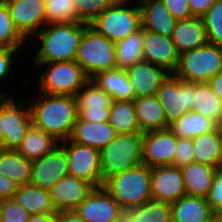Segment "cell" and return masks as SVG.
<instances>
[{"instance_id":"1","label":"cell","mask_w":222,"mask_h":222,"mask_svg":"<svg viewBox=\"0 0 222 222\" xmlns=\"http://www.w3.org/2000/svg\"><path fill=\"white\" fill-rule=\"evenodd\" d=\"M31 98L32 125L59 142L68 140L78 117L76 98L40 92Z\"/></svg>"},{"instance_id":"2","label":"cell","mask_w":222,"mask_h":222,"mask_svg":"<svg viewBox=\"0 0 222 222\" xmlns=\"http://www.w3.org/2000/svg\"><path fill=\"white\" fill-rule=\"evenodd\" d=\"M87 25L83 22L47 24L29 41L28 45H32L37 39L39 48L31 47L29 53H32L27 55H33V63L74 61Z\"/></svg>"},{"instance_id":"3","label":"cell","mask_w":222,"mask_h":222,"mask_svg":"<svg viewBox=\"0 0 222 222\" xmlns=\"http://www.w3.org/2000/svg\"><path fill=\"white\" fill-rule=\"evenodd\" d=\"M103 186L126 212L152 200L151 168L141 163L109 177Z\"/></svg>"},{"instance_id":"4","label":"cell","mask_w":222,"mask_h":222,"mask_svg":"<svg viewBox=\"0 0 222 222\" xmlns=\"http://www.w3.org/2000/svg\"><path fill=\"white\" fill-rule=\"evenodd\" d=\"M33 69H39L37 91L49 95L76 96L77 92L89 80L83 69L74 61L50 63H31ZM43 70H41V69Z\"/></svg>"},{"instance_id":"5","label":"cell","mask_w":222,"mask_h":222,"mask_svg":"<svg viewBox=\"0 0 222 222\" xmlns=\"http://www.w3.org/2000/svg\"><path fill=\"white\" fill-rule=\"evenodd\" d=\"M89 25L117 43L142 28L139 3L137 0H116Z\"/></svg>"},{"instance_id":"6","label":"cell","mask_w":222,"mask_h":222,"mask_svg":"<svg viewBox=\"0 0 222 222\" xmlns=\"http://www.w3.org/2000/svg\"><path fill=\"white\" fill-rule=\"evenodd\" d=\"M75 61L88 79L116 69L115 43L87 25L80 38Z\"/></svg>"},{"instance_id":"7","label":"cell","mask_w":222,"mask_h":222,"mask_svg":"<svg viewBox=\"0 0 222 222\" xmlns=\"http://www.w3.org/2000/svg\"><path fill=\"white\" fill-rule=\"evenodd\" d=\"M143 133H122L100 151L103 184L111 176L142 163Z\"/></svg>"},{"instance_id":"8","label":"cell","mask_w":222,"mask_h":222,"mask_svg":"<svg viewBox=\"0 0 222 222\" xmlns=\"http://www.w3.org/2000/svg\"><path fill=\"white\" fill-rule=\"evenodd\" d=\"M222 70V46L206 45L179 54L173 75L185 82H208Z\"/></svg>"},{"instance_id":"9","label":"cell","mask_w":222,"mask_h":222,"mask_svg":"<svg viewBox=\"0 0 222 222\" xmlns=\"http://www.w3.org/2000/svg\"><path fill=\"white\" fill-rule=\"evenodd\" d=\"M66 152L69 175L86 181L94 188L103 186L100 151L69 139L59 144Z\"/></svg>"},{"instance_id":"10","label":"cell","mask_w":222,"mask_h":222,"mask_svg":"<svg viewBox=\"0 0 222 222\" xmlns=\"http://www.w3.org/2000/svg\"><path fill=\"white\" fill-rule=\"evenodd\" d=\"M195 83L185 82L170 74L157 90V98L170 125L189 111H193Z\"/></svg>"},{"instance_id":"11","label":"cell","mask_w":222,"mask_h":222,"mask_svg":"<svg viewBox=\"0 0 222 222\" xmlns=\"http://www.w3.org/2000/svg\"><path fill=\"white\" fill-rule=\"evenodd\" d=\"M16 96L2 97V125L4 149H15L32 126L28 101H19Z\"/></svg>"},{"instance_id":"12","label":"cell","mask_w":222,"mask_h":222,"mask_svg":"<svg viewBox=\"0 0 222 222\" xmlns=\"http://www.w3.org/2000/svg\"><path fill=\"white\" fill-rule=\"evenodd\" d=\"M85 222H121L125 211L104 186L94 188L75 210Z\"/></svg>"},{"instance_id":"13","label":"cell","mask_w":222,"mask_h":222,"mask_svg":"<svg viewBox=\"0 0 222 222\" xmlns=\"http://www.w3.org/2000/svg\"><path fill=\"white\" fill-rule=\"evenodd\" d=\"M15 28L29 42L45 25L44 0H4Z\"/></svg>"},{"instance_id":"14","label":"cell","mask_w":222,"mask_h":222,"mask_svg":"<svg viewBox=\"0 0 222 222\" xmlns=\"http://www.w3.org/2000/svg\"><path fill=\"white\" fill-rule=\"evenodd\" d=\"M177 138L169 128L143 133L142 163L150 168L172 166Z\"/></svg>"},{"instance_id":"15","label":"cell","mask_w":222,"mask_h":222,"mask_svg":"<svg viewBox=\"0 0 222 222\" xmlns=\"http://www.w3.org/2000/svg\"><path fill=\"white\" fill-rule=\"evenodd\" d=\"M77 113L85 121L92 123L108 122L112 97L89 79L77 92Z\"/></svg>"},{"instance_id":"16","label":"cell","mask_w":222,"mask_h":222,"mask_svg":"<svg viewBox=\"0 0 222 222\" xmlns=\"http://www.w3.org/2000/svg\"><path fill=\"white\" fill-rule=\"evenodd\" d=\"M69 175L65 150L58 145L53 151L32 162L30 185L50 190Z\"/></svg>"},{"instance_id":"17","label":"cell","mask_w":222,"mask_h":222,"mask_svg":"<svg viewBox=\"0 0 222 222\" xmlns=\"http://www.w3.org/2000/svg\"><path fill=\"white\" fill-rule=\"evenodd\" d=\"M143 60L173 74L178 66L179 53L170 37L143 29Z\"/></svg>"},{"instance_id":"18","label":"cell","mask_w":222,"mask_h":222,"mask_svg":"<svg viewBox=\"0 0 222 222\" xmlns=\"http://www.w3.org/2000/svg\"><path fill=\"white\" fill-rule=\"evenodd\" d=\"M152 200L173 203L186 195L181 169L175 166L151 168Z\"/></svg>"},{"instance_id":"19","label":"cell","mask_w":222,"mask_h":222,"mask_svg":"<svg viewBox=\"0 0 222 222\" xmlns=\"http://www.w3.org/2000/svg\"><path fill=\"white\" fill-rule=\"evenodd\" d=\"M94 187L72 175L64 176L50 190L53 206L57 213L75 211Z\"/></svg>"},{"instance_id":"20","label":"cell","mask_w":222,"mask_h":222,"mask_svg":"<svg viewBox=\"0 0 222 222\" xmlns=\"http://www.w3.org/2000/svg\"><path fill=\"white\" fill-rule=\"evenodd\" d=\"M125 71L134 89L135 98L156 95L159 87L170 75L165 69L144 60Z\"/></svg>"},{"instance_id":"21","label":"cell","mask_w":222,"mask_h":222,"mask_svg":"<svg viewBox=\"0 0 222 222\" xmlns=\"http://www.w3.org/2000/svg\"><path fill=\"white\" fill-rule=\"evenodd\" d=\"M116 135L114 128L108 122L92 123L78 116L69 140L101 151Z\"/></svg>"},{"instance_id":"22","label":"cell","mask_w":222,"mask_h":222,"mask_svg":"<svg viewBox=\"0 0 222 222\" xmlns=\"http://www.w3.org/2000/svg\"><path fill=\"white\" fill-rule=\"evenodd\" d=\"M142 28L171 37L177 20L169 13L162 0H138Z\"/></svg>"},{"instance_id":"23","label":"cell","mask_w":222,"mask_h":222,"mask_svg":"<svg viewBox=\"0 0 222 222\" xmlns=\"http://www.w3.org/2000/svg\"><path fill=\"white\" fill-rule=\"evenodd\" d=\"M207 198L185 195L171 203L172 222H215Z\"/></svg>"},{"instance_id":"24","label":"cell","mask_w":222,"mask_h":222,"mask_svg":"<svg viewBox=\"0 0 222 222\" xmlns=\"http://www.w3.org/2000/svg\"><path fill=\"white\" fill-rule=\"evenodd\" d=\"M170 38L179 54L208 43L202 17L193 16L188 19L177 20Z\"/></svg>"},{"instance_id":"25","label":"cell","mask_w":222,"mask_h":222,"mask_svg":"<svg viewBox=\"0 0 222 222\" xmlns=\"http://www.w3.org/2000/svg\"><path fill=\"white\" fill-rule=\"evenodd\" d=\"M141 133L169 128L166 115L156 95L133 99Z\"/></svg>"},{"instance_id":"26","label":"cell","mask_w":222,"mask_h":222,"mask_svg":"<svg viewBox=\"0 0 222 222\" xmlns=\"http://www.w3.org/2000/svg\"><path fill=\"white\" fill-rule=\"evenodd\" d=\"M180 169L186 194L207 198L217 169L197 162Z\"/></svg>"},{"instance_id":"27","label":"cell","mask_w":222,"mask_h":222,"mask_svg":"<svg viewBox=\"0 0 222 222\" xmlns=\"http://www.w3.org/2000/svg\"><path fill=\"white\" fill-rule=\"evenodd\" d=\"M59 144L53 136L32 125L15 150L33 162L53 151Z\"/></svg>"},{"instance_id":"28","label":"cell","mask_w":222,"mask_h":222,"mask_svg":"<svg viewBox=\"0 0 222 222\" xmlns=\"http://www.w3.org/2000/svg\"><path fill=\"white\" fill-rule=\"evenodd\" d=\"M193 141V155L197 163L222 168V138L218 129L196 136Z\"/></svg>"},{"instance_id":"29","label":"cell","mask_w":222,"mask_h":222,"mask_svg":"<svg viewBox=\"0 0 222 222\" xmlns=\"http://www.w3.org/2000/svg\"><path fill=\"white\" fill-rule=\"evenodd\" d=\"M92 80L113 100L132 101L135 92L129 80L127 72L122 69H113L97 74Z\"/></svg>"},{"instance_id":"30","label":"cell","mask_w":222,"mask_h":222,"mask_svg":"<svg viewBox=\"0 0 222 222\" xmlns=\"http://www.w3.org/2000/svg\"><path fill=\"white\" fill-rule=\"evenodd\" d=\"M32 161L20 155L15 149H0V174L14 181L18 186L30 185Z\"/></svg>"},{"instance_id":"31","label":"cell","mask_w":222,"mask_h":222,"mask_svg":"<svg viewBox=\"0 0 222 222\" xmlns=\"http://www.w3.org/2000/svg\"><path fill=\"white\" fill-rule=\"evenodd\" d=\"M13 198L29 215L57 213L49 190L32 185L18 186Z\"/></svg>"},{"instance_id":"32","label":"cell","mask_w":222,"mask_h":222,"mask_svg":"<svg viewBox=\"0 0 222 222\" xmlns=\"http://www.w3.org/2000/svg\"><path fill=\"white\" fill-rule=\"evenodd\" d=\"M217 128V124L195 111H189L170 124L169 129L178 137L193 139L196 136L209 133Z\"/></svg>"},{"instance_id":"33","label":"cell","mask_w":222,"mask_h":222,"mask_svg":"<svg viewBox=\"0 0 222 222\" xmlns=\"http://www.w3.org/2000/svg\"><path fill=\"white\" fill-rule=\"evenodd\" d=\"M108 123L117 134L141 133L132 101L113 100Z\"/></svg>"},{"instance_id":"34","label":"cell","mask_w":222,"mask_h":222,"mask_svg":"<svg viewBox=\"0 0 222 222\" xmlns=\"http://www.w3.org/2000/svg\"><path fill=\"white\" fill-rule=\"evenodd\" d=\"M193 111L201 113L216 124L222 119V102L208 82L195 83Z\"/></svg>"},{"instance_id":"35","label":"cell","mask_w":222,"mask_h":222,"mask_svg":"<svg viewBox=\"0 0 222 222\" xmlns=\"http://www.w3.org/2000/svg\"><path fill=\"white\" fill-rule=\"evenodd\" d=\"M117 68L126 70L143 61V28L115 43Z\"/></svg>"},{"instance_id":"36","label":"cell","mask_w":222,"mask_h":222,"mask_svg":"<svg viewBox=\"0 0 222 222\" xmlns=\"http://www.w3.org/2000/svg\"><path fill=\"white\" fill-rule=\"evenodd\" d=\"M125 217L131 222H172L171 203L150 200L128 209Z\"/></svg>"},{"instance_id":"37","label":"cell","mask_w":222,"mask_h":222,"mask_svg":"<svg viewBox=\"0 0 222 222\" xmlns=\"http://www.w3.org/2000/svg\"><path fill=\"white\" fill-rule=\"evenodd\" d=\"M29 42L15 28L8 6L0 0V48L25 50Z\"/></svg>"},{"instance_id":"38","label":"cell","mask_w":222,"mask_h":222,"mask_svg":"<svg viewBox=\"0 0 222 222\" xmlns=\"http://www.w3.org/2000/svg\"><path fill=\"white\" fill-rule=\"evenodd\" d=\"M44 2L46 25L79 22L73 0H44Z\"/></svg>"},{"instance_id":"39","label":"cell","mask_w":222,"mask_h":222,"mask_svg":"<svg viewBox=\"0 0 222 222\" xmlns=\"http://www.w3.org/2000/svg\"><path fill=\"white\" fill-rule=\"evenodd\" d=\"M209 44L222 46V0L216 2L202 16Z\"/></svg>"},{"instance_id":"40","label":"cell","mask_w":222,"mask_h":222,"mask_svg":"<svg viewBox=\"0 0 222 222\" xmlns=\"http://www.w3.org/2000/svg\"><path fill=\"white\" fill-rule=\"evenodd\" d=\"M79 22L90 24L107 10L116 0H73Z\"/></svg>"},{"instance_id":"41","label":"cell","mask_w":222,"mask_h":222,"mask_svg":"<svg viewBox=\"0 0 222 222\" xmlns=\"http://www.w3.org/2000/svg\"><path fill=\"white\" fill-rule=\"evenodd\" d=\"M21 51H23L24 53V51L27 52L28 49L26 48V50H21V49L0 48V83L2 82L4 83L5 80L7 81L10 74L14 73L13 70L15 69V63H16L15 60H17L16 59L18 57L17 54L19 55L20 53H22ZM11 92L12 91H10V93L8 94L5 90L2 92L0 91V97L14 96V94H12Z\"/></svg>"},{"instance_id":"42","label":"cell","mask_w":222,"mask_h":222,"mask_svg":"<svg viewBox=\"0 0 222 222\" xmlns=\"http://www.w3.org/2000/svg\"><path fill=\"white\" fill-rule=\"evenodd\" d=\"M29 214L14 198L5 199L0 222H27Z\"/></svg>"},{"instance_id":"43","label":"cell","mask_w":222,"mask_h":222,"mask_svg":"<svg viewBox=\"0 0 222 222\" xmlns=\"http://www.w3.org/2000/svg\"><path fill=\"white\" fill-rule=\"evenodd\" d=\"M207 201L215 216L222 215V168L216 170Z\"/></svg>"},{"instance_id":"44","label":"cell","mask_w":222,"mask_h":222,"mask_svg":"<svg viewBox=\"0 0 222 222\" xmlns=\"http://www.w3.org/2000/svg\"><path fill=\"white\" fill-rule=\"evenodd\" d=\"M195 162L192 139L177 138L175 161L172 166L183 167Z\"/></svg>"},{"instance_id":"45","label":"cell","mask_w":222,"mask_h":222,"mask_svg":"<svg viewBox=\"0 0 222 222\" xmlns=\"http://www.w3.org/2000/svg\"><path fill=\"white\" fill-rule=\"evenodd\" d=\"M169 13L176 20L193 17L188 0H162Z\"/></svg>"},{"instance_id":"46","label":"cell","mask_w":222,"mask_h":222,"mask_svg":"<svg viewBox=\"0 0 222 222\" xmlns=\"http://www.w3.org/2000/svg\"><path fill=\"white\" fill-rule=\"evenodd\" d=\"M216 0H188L192 16L202 17Z\"/></svg>"},{"instance_id":"47","label":"cell","mask_w":222,"mask_h":222,"mask_svg":"<svg viewBox=\"0 0 222 222\" xmlns=\"http://www.w3.org/2000/svg\"><path fill=\"white\" fill-rule=\"evenodd\" d=\"M17 188L18 185L14 181L0 174V197L4 199L13 198Z\"/></svg>"},{"instance_id":"48","label":"cell","mask_w":222,"mask_h":222,"mask_svg":"<svg viewBox=\"0 0 222 222\" xmlns=\"http://www.w3.org/2000/svg\"><path fill=\"white\" fill-rule=\"evenodd\" d=\"M58 213H41L29 215L27 222H57Z\"/></svg>"},{"instance_id":"49","label":"cell","mask_w":222,"mask_h":222,"mask_svg":"<svg viewBox=\"0 0 222 222\" xmlns=\"http://www.w3.org/2000/svg\"><path fill=\"white\" fill-rule=\"evenodd\" d=\"M57 222H85L76 211L59 212Z\"/></svg>"},{"instance_id":"50","label":"cell","mask_w":222,"mask_h":222,"mask_svg":"<svg viewBox=\"0 0 222 222\" xmlns=\"http://www.w3.org/2000/svg\"><path fill=\"white\" fill-rule=\"evenodd\" d=\"M208 83L222 102V70L216 76L212 77Z\"/></svg>"},{"instance_id":"51","label":"cell","mask_w":222,"mask_h":222,"mask_svg":"<svg viewBox=\"0 0 222 222\" xmlns=\"http://www.w3.org/2000/svg\"><path fill=\"white\" fill-rule=\"evenodd\" d=\"M0 149H4V131L2 125V97H0Z\"/></svg>"},{"instance_id":"52","label":"cell","mask_w":222,"mask_h":222,"mask_svg":"<svg viewBox=\"0 0 222 222\" xmlns=\"http://www.w3.org/2000/svg\"><path fill=\"white\" fill-rule=\"evenodd\" d=\"M217 129L220 134V137L222 138V119L217 123Z\"/></svg>"},{"instance_id":"53","label":"cell","mask_w":222,"mask_h":222,"mask_svg":"<svg viewBox=\"0 0 222 222\" xmlns=\"http://www.w3.org/2000/svg\"><path fill=\"white\" fill-rule=\"evenodd\" d=\"M4 202H5V199L0 197V217H1V213H2Z\"/></svg>"},{"instance_id":"54","label":"cell","mask_w":222,"mask_h":222,"mask_svg":"<svg viewBox=\"0 0 222 222\" xmlns=\"http://www.w3.org/2000/svg\"><path fill=\"white\" fill-rule=\"evenodd\" d=\"M215 222H222V215L216 216Z\"/></svg>"},{"instance_id":"55","label":"cell","mask_w":222,"mask_h":222,"mask_svg":"<svg viewBox=\"0 0 222 222\" xmlns=\"http://www.w3.org/2000/svg\"><path fill=\"white\" fill-rule=\"evenodd\" d=\"M121 222H131L130 220H128L126 217H124Z\"/></svg>"}]
</instances>
